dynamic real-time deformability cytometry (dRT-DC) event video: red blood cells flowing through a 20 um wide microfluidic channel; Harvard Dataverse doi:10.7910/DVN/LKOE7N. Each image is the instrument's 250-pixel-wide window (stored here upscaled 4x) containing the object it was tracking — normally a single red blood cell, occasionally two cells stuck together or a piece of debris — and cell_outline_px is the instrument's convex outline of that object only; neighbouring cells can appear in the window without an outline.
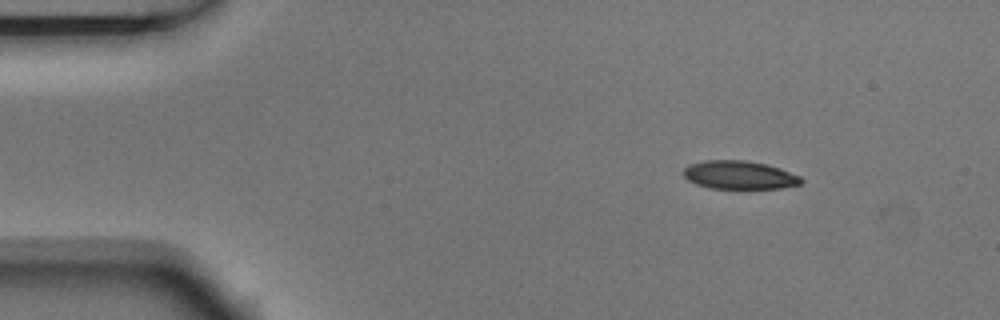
{"species": "Egyptian fruit bat (a non-hibernating species)", "species_latin": "Rousettus aegyptiacus", "temperature_condition": "room temperature", "stored_images_in_passage": 4, "camera_frame_rate_fps": 3000, "um_per_image_px": 0.085, "animal": {"sex": "male"}, "frame": {"image": 1, "passage_image": 1, "time_ms": 0.0, "image_size_px": [1000, 320], "cell_outline_px": [[804, 180], [800, 184], [784, 188], [708, 188], [696, 184], [688, 180], [684, 176], [684, 168], [688, 164], [704, 160], [748, 160], [780, 168], [800, 176]], "centroid_in_image_um": [62.84, 14.87], "position_along_channel_um": 22.2, "area_um2": 19.48}}
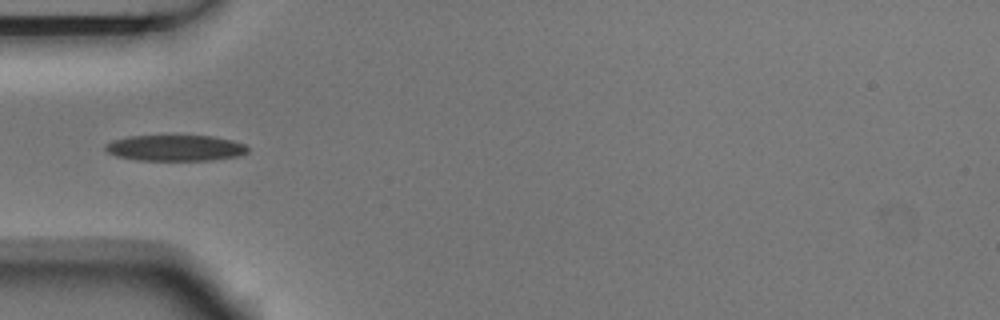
{"frame": {"image": 2, "passage_image": 4, "time_ms": 1.0, "image_size_px": [1000, 320], "cell_outline_px": [[248, 152], [240, 156], [212, 160], [136, 160], [116, 156], [108, 152], [104, 148], [104, 144], [112, 140], [128, 136], [212, 136], [232, 140], [244, 144], [248, 148]], "centroid_in_image_um": [14.89, 12.58], "position_along_channel_um": 70.1, "area_um2": 21.62}}